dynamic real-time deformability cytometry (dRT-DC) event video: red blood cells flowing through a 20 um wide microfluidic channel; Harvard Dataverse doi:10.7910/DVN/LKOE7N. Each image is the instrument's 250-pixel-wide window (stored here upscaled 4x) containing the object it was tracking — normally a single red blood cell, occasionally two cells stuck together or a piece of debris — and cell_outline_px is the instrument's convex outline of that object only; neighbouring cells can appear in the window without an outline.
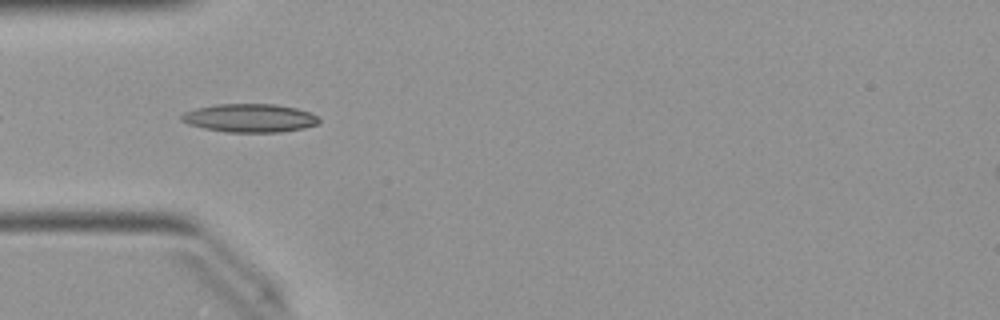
{"species": "Egyptian fruit bat (a non-hibernating species)", "species_latin": "Rousettus aegyptiacus", "temperature_condition": "warm", "stored_images_in_passage": 6, "camera_frame_rate_fps": 3000, "um_per_image_px": 0.085, "animal": {"sex": "female"}, "frame": {"image": 1, "passage_image": 2, "time_ms": 0.333, "image_size_px": [1000, 320], "cell_outline_px": [[320, 124], [304, 128], [280, 132], [224, 132], [204, 128], [188, 124], [180, 120], [180, 116], [184, 112], [196, 108], [216, 104], [276, 104], [296, 108], [312, 112], [320, 120]], "centroid_in_image_um": [21.24, 10.03], "position_along_channel_um": 63.8, "area_um2": 22.95}}